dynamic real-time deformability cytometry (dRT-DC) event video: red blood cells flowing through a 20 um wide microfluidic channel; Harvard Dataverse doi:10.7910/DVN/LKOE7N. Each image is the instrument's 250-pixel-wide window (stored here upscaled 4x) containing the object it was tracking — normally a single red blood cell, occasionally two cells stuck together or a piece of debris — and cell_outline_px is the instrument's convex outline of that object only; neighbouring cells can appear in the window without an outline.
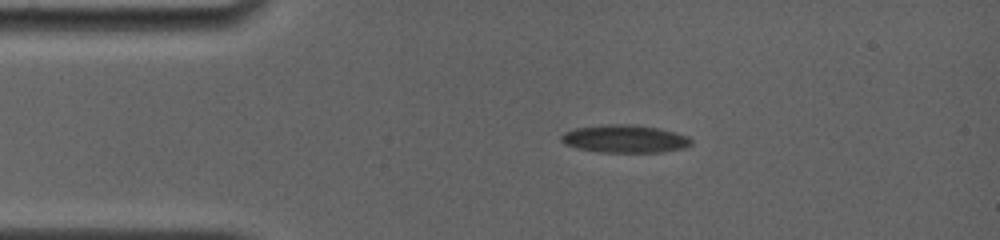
{"species": "common noctule bat (a hibernating species)", "species_latin": "Nyctalus noctula", "temperature_condition": "room temperature", "stored_images_in_passage": 4, "camera_frame_rate_fps": 4000, "um_per_image_px": 0.085, "animal": {"sex": "female", "body_mass_g": 19.0, "forearm_length_mm": 56.7}, "frame": {"image": 1, "passage_image": 1, "time_ms": 0.0, "image_size_px": [1000, 240], "cell_outline_px": [[692, 144], [684, 148], [660, 152], [600, 152], [576, 148], [564, 144], [560, 140], [560, 136], [564, 132], [572, 128], [604, 124], [636, 124], [676, 132], [688, 136], [692, 140]], "centroid_in_image_um": [53.07, 11.79], "position_along_channel_um": 31.9, "area_um2": 21.33}}